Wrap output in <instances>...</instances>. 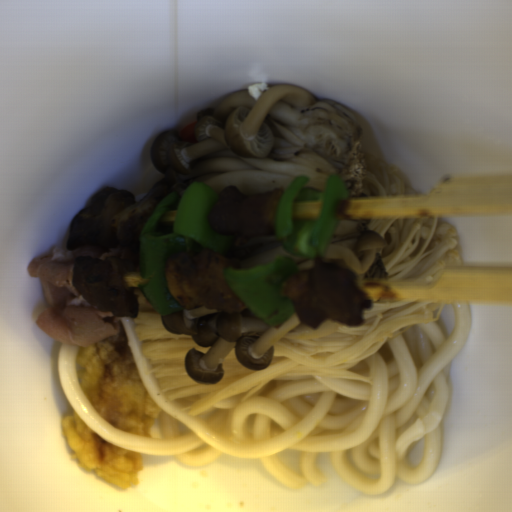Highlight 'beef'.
Wrapping results in <instances>:
<instances>
[{"label": "beef", "mask_w": 512, "mask_h": 512, "mask_svg": "<svg viewBox=\"0 0 512 512\" xmlns=\"http://www.w3.org/2000/svg\"><path fill=\"white\" fill-rule=\"evenodd\" d=\"M140 242L104 248L87 245L72 250L54 247L49 254L31 259L27 270L40 281L47 308L35 323L39 330L67 346L85 347L116 335L120 316L101 312L73 286L72 270L76 257L99 260L119 258L131 269L139 268Z\"/></svg>", "instance_id": "33117281"}]
</instances>
